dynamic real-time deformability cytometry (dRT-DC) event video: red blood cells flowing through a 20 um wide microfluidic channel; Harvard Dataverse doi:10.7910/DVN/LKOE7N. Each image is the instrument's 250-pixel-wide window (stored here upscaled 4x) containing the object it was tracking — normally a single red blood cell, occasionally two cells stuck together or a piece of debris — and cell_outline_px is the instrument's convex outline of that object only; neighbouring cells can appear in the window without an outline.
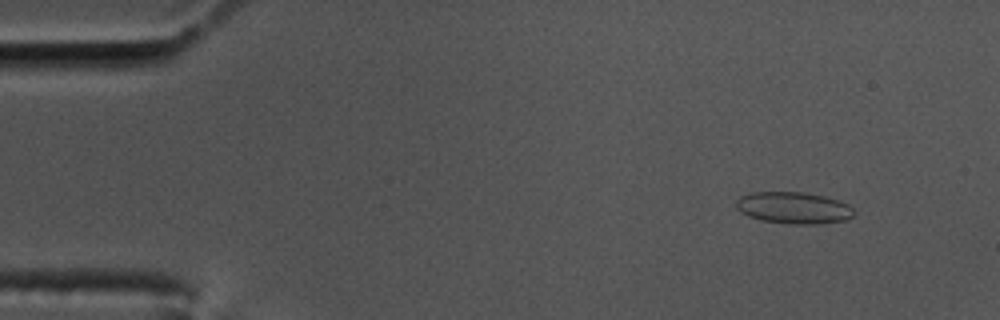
{"species": "common noctule bat (a hibernating species)", "species_latin": "Nyctalus noctula", "temperature_condition": "cold", "stored_images_in_passage": 56, "camera_frame_rate_fps": 3000, "um_per_image_px": 0.085, "animal": {"sex": "male", "body_mass_g": 17.5, "forearm_length_mm": 52.3}, "frame": {"image": 1, "passage_image": 4, "time_ms": 1.0, "image_size_px": [1000, 320], "cell_outline_px": [[856, 212], [852, 216], [844, 220], [820, 224], [792, 224], [760, 220], [748, 216], [740, 212], [736, 208], [736, 200], [740, 196], [752, 192], [804, 192], [824, 196], [840, 200], [848, 204]], "centroid_in_image_um": [67.45, 17.66], "position_along_channel_um": 17.5, "area_um2": 21.96}}
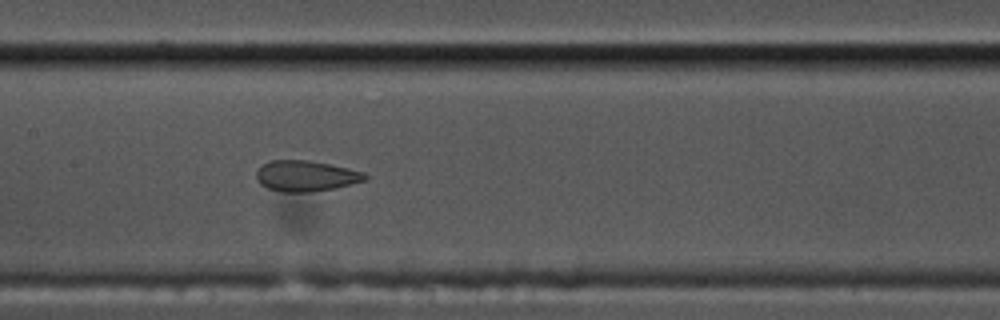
{"frame": {"image": 2, "passage_image": 26, "time_ms": 8.333, "image_size_px": [1000, 320], "cell_outline_px": [[368, 180], [336, 188], [312, 192], [280, 192], [268, 188], [260, 184], [256, 180], [256, 172], [264, 164], [272, 160], [308, 160], [348, 168], [364, 172], [368, 176]], "centroid_in_image_um": [26.02, 14.97], "position_along_channel_um": 181.4, "area_um2": 19.59}}
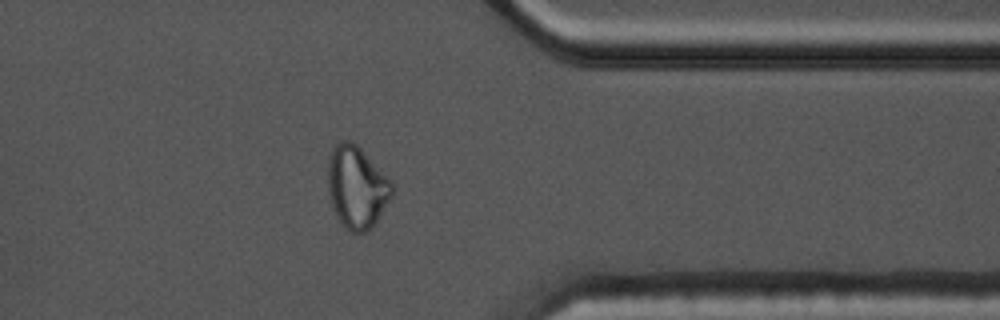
{"frame": {"image": 3, "passage_image": 44, "time_ms": 14.333, "image_size_px": [1000, 320], "cell_outline_px": [[392, 196], [372, 228], [368, 232], [352, 232], [336, 216], [332, 208], [328, 196], [328, 156], [332, 148], [340, 140], [352, 140], [392, 180]], "centroid_in_image_um": [30.31, 15.88], "position_along_channel_um": 381.1, "area_um2": 30.87}}